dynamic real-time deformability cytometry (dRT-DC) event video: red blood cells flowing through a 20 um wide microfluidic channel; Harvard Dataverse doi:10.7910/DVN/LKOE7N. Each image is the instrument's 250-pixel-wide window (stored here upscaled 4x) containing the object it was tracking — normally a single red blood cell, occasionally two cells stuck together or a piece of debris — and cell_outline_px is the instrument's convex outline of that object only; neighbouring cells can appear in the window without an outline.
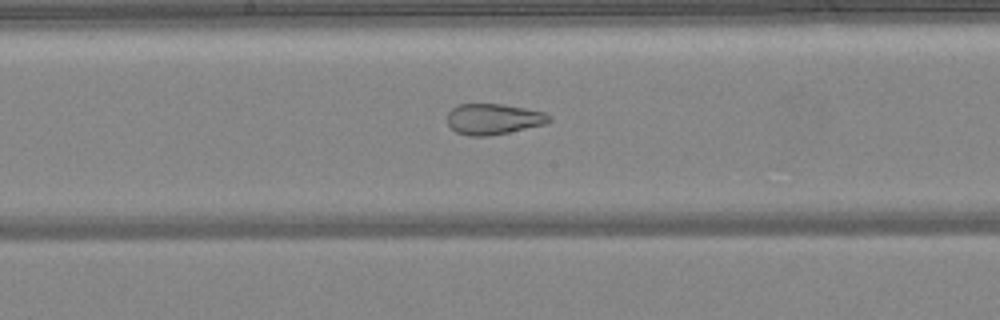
{"species": "common noctule bat (a hibernating species)", "species_latin": "Nyctalus noctula", "temperature_condition": "warm", "stored_images_in_passage": 49, "camera_frame_rate_fps": 3000, "um_per_image_px": 0.085, "animal": {"sex": "female", "body_mass_g": 24.6, "forearm_length_mm": 56.2}, "frame": {"image": 1, "passage_image": 26, "time_ms": 8.333, "image_size_px": [1000, 320], "cell_outline_px": [[552, 120], [544, 124], [508, 132], [488, 136], [468, 136], [456, 132], [448, 124], [448, 112], [456, 104], [500, 104], [524, 108], [544, 112], [552, 116]], "centroid_in_image_um": [41.93, 10.12], "position_along_channel_um": 206.3, "area_um2": 18.21}}
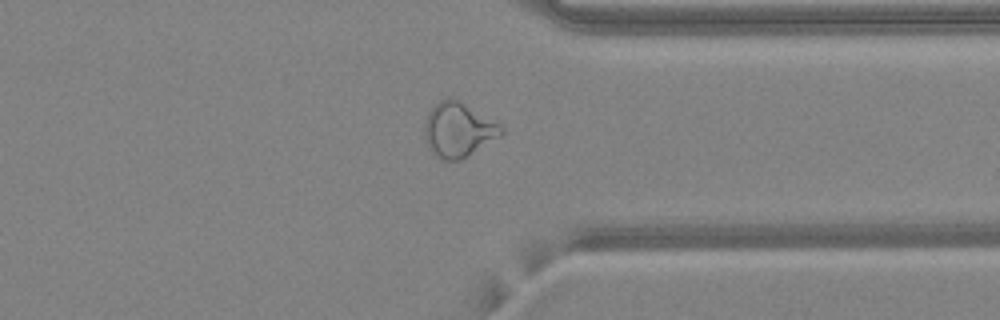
{"frame": {"image": 2, "passage_image": 38, "time_ms": 12.333, "image_size_px": [1000, 320], "cell_outline_px": [[504, 132], [500, 136], [468, 156], [460, 160], [444, 160], [436, 156], [428, 148], [424, 136], [424, 124], [428, 112], [440, 100], [448, 96], [452, 96], [460, 100], [500, 124], [504, 128]], "centroid_in_image_um": [38.94, 11.01], "position_along_channel_um": 372.5, "area_um2": 24.57}}
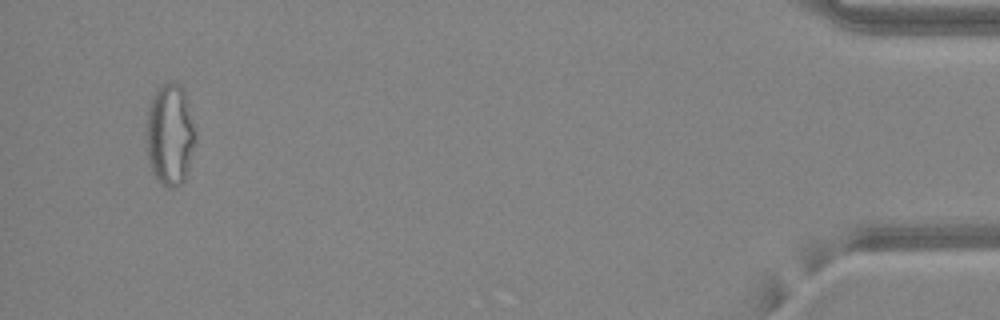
{"frame": {"image": 3, "passage_image": 47, "time_ms": 15.333, "image_size_px": [1000, 320], "cell_outline_px": [[196, 140], [188, 168], [184, 180], [176, 188], [168, 188], [156, 180], [152, 172], [148, 160], [148, 112], [152, 96], [156, 88], [160, 84], [180, 84], [184, 88], [196, 128]], "centroid_in_image_um": [14.48, 11.45], "position_along_channel_um": 420.7, "area_um2": 29.13}, "authors_computed_cell_mechanics": {"area_um2": 26.299, "velocity_mm_per_s": 4.2188, "shape_relaxation_time_tau1_ms": null, "shape_relaxation_time_tau2_ms": 1.1622, "deformation_change_tau1": null, "deformation_change_tau2": 0.0916}}